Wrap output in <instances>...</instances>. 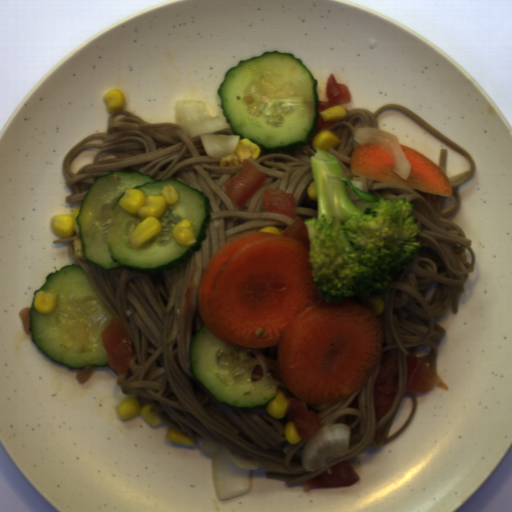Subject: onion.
I'll list each match as a JSON object with an SVG mask.
<instances>
[{
    "label": "onion",
    "mask_w": 512,
    "mask_h": 512,
    "mask_svg": "<svg viewBox=\"0 0 512 512\" xmlns=\"http://www.w3.org/2000/svg\"><path fill=\"white\" fill-rule=\"evenodd\" d=\"M174 118L177 124L188 129L191 138L200 136L206 154L214 159L235 152L241 140L240 135L233 133L224 114L212 115L200 100H176Z\"/></svg>",
    "instance_id": "1"
},
{
    "label": "onion",
    "mask_w": 512,
    "mask_h": 512,
    "mask_svg": "<svg viewBox=\"0 0 512 512\" xmlns=\"http://www.w3.org/2000/svg\"><path fill=\"white\" fill-rule=\"evenodd\" d=\"M201 451L211 461L217 498L225 500L248 493L253 472L258 469V465L204 438Z\"/></svg>",
    "instance_id": "2"
},
{
    "label": "onion",
    "mask_w": 512,
    "mask_h": 512,
    "mask_svg": "<svg viewBox=\"0 0 512 512\" xmlns=\"http://www.w3.org/2000/svg\"><path fill=\"white\" fill-rule=\"evenodd\" d=\"M351 429L346 423L321 428L305 443L300 456L305 471L313 472L330 459L342 458L350 448Z\"/></svg>",
    "instance_id": "3"
},
{
    "label": "onion",
    "mask_w": 512,
    "mask_h": 512,
    "mask_svg": "<svg viewBox=\"0 0 512 512\" xmlns=\"http://www.w3.org/2000/svg\"><path fill=\"white\" fill-rule=\"evenodd\" d=\"M354 140L360 143H384L393 152L395 159L394 172L402 179L408 180L411 164L404 155L400 141L395 134L388 133L370 127H360L357 129Z\"/></svg>",
    "instance_id": "4"
}]
</instances>
